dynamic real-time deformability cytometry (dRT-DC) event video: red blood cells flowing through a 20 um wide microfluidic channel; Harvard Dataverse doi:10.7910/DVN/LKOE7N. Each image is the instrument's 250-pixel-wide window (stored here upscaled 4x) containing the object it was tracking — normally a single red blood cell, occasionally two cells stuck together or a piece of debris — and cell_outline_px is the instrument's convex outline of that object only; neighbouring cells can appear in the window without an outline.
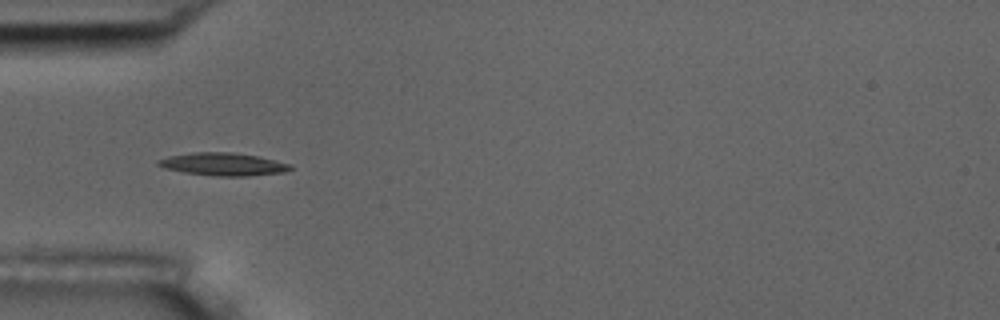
{"species": "common noctule bat (a hibernating species)", "species_latin": "Nyctalus noctula", "temperature_condition": "room temperature", "stored_images_in_passage": 6, "camera_frame_rate_fps": 3000, "um_per_image_px": 0.085, "animal": {"sex": "male", "body_mass_g": 17.5, "forearm_length_mm": 52.3}, "frame": {"image": 1, "passage_image": 6, "time_ms": 5.667, "image_size_px": [1000, 320], "cell_outline_px": [[292, 168], [284, 172], [248, 176], [216, 176], [184, 172], [164, 168], [156, 164], [156, 160], [168, 156], [192, 152], [232, 152], [256, 156], [292, 164]], "centroid_in_image_um": [18.93, 13.95], "position_along_channel_um": 66.1, "area_um2": 17.51}}